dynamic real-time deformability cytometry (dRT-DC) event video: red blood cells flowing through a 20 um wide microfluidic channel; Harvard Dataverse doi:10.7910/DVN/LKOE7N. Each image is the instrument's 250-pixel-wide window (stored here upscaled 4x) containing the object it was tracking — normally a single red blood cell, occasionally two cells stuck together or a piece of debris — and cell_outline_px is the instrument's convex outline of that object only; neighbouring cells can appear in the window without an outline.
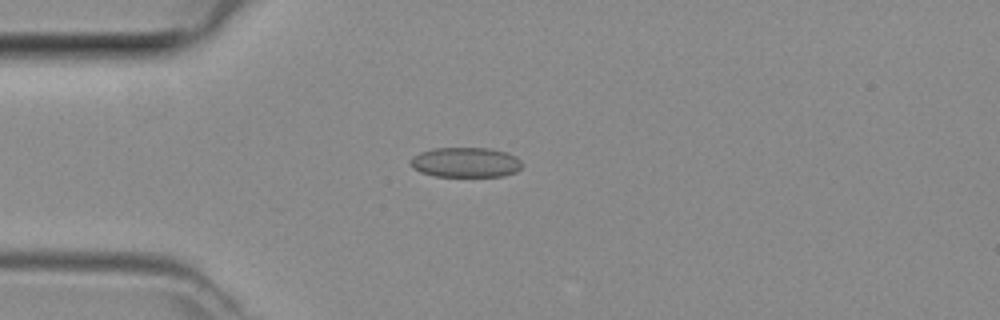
{"species": "common noctule bat (a hibernating species)", "species_latin": "Nyctalus noctula", "temperature_condition": "room temperature", "stored_images_in_passage": 4, "camera_frame_rate_fps": 3000, "um_per_image_px": 0.085, "animal": {"sex": "female", "body_mass_g": 29.2, "forearm_length_mm": 56.3}, "frame": {"image": 1, "passage_image": 3, "time_ms": 0.667, "image_size_px": [1000, 320], "cell_outline_px": [[520, 168], [516, 172], [504, 176], [436, 176], [420, 172], [412, 168], [408, 164], [408, 160], [412, 156], [420, 152], [432, 148], [488, 148], [504, 152], [516, 156], [520, 160]], "centroid_in_image_um": [39.51, 13.8], "position_along_channel_um": 45.5, "area_um2": 19.59}}